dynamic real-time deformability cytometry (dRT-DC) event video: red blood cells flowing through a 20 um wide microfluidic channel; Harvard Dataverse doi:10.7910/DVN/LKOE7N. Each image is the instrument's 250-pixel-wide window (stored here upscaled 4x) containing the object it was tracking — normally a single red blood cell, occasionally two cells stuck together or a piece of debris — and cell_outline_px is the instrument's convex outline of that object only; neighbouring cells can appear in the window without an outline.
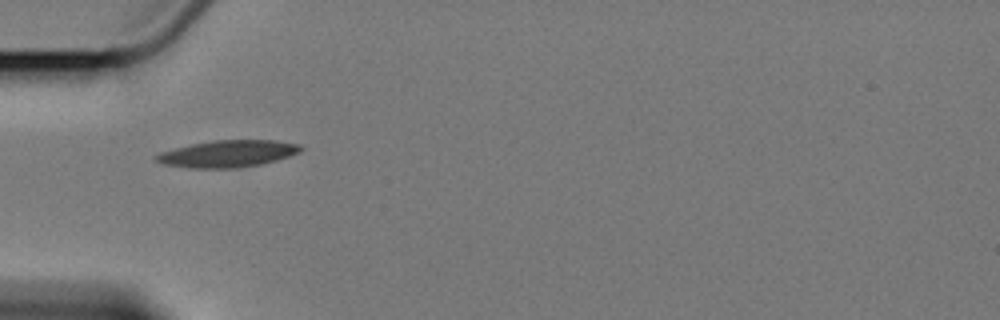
{"species": "Egyptian fruit bat (a non-hibernating species)", "species_latin": "Rousettus aegyptiacus", "temperature_condition": "cold", "stored_images_in_passage": 5, "camera_frame_rate_fps": 3000, "um_per_image_px": 0.085, "animal": {"sex": "female"}, "frame": {"image": 1, "passage_image": 1, "time_ms": 0.0, "image_size_px": [1000, 320], "cell_outline_px": [[304, 148], [300, 152], [276, 160], [260, 164], [240, 168], [188, 168], [160, 164], [152, 156], [160, 152], [192, 144], [212, 140], [276, 140], [300, 144]], "centroid_in_image_um": [19.34, 13.07], "position_along_channel_um": 65.7, "area_um2": 22.83}}
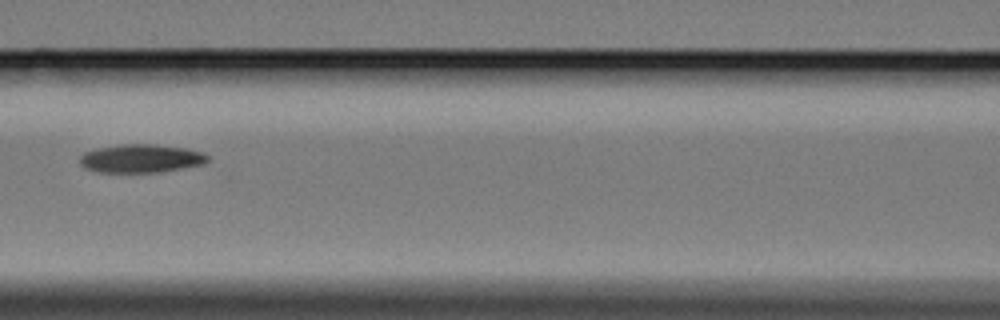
{"frame": {"image": 2, "passage_image": 3, "time_ms": 2.667, "image_size_px": [1000, 320], "cell_outline_px": [[208, 160], [204, 164], [184, 168], [160, 172], [100, 172], [84, 168], [80, 164], [80, 156], [84, 152], [96, 148], [120, 144], [152, 144], [188, 148], [204, 152], [208, 156]], "centroid_in_image_um": [12.0, 13.46], "position_along_channel_um": 154.6, "area_um2": 21.33}}
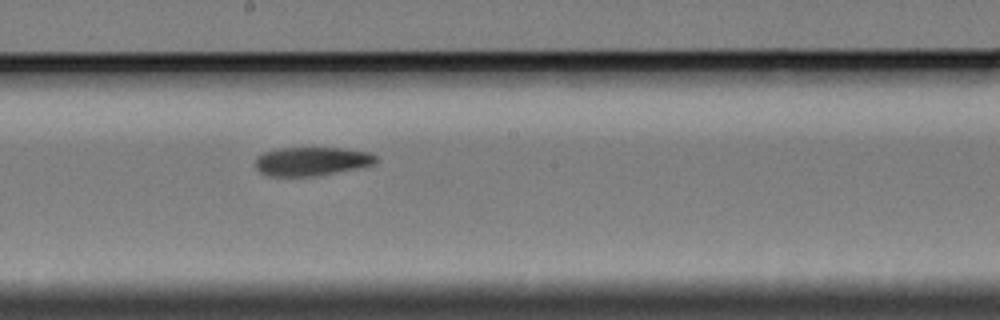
{"frame": {"image": 3, "passage_image": 5, "time_ms": 4.667, "image_size_px": [1000, 320], "cell_outline_px": [[380, 160], [376, 164], [356, 168], [312, 176], [268, 176], [260, 172], [256, 168], [256, 156], [264, 152], [280, 148], [344, 148], [372, 152]], "centroid_in_image_um": [26.52, 13.7], "position_along_channel_um": 221.7, "area_um2": 20.23}}